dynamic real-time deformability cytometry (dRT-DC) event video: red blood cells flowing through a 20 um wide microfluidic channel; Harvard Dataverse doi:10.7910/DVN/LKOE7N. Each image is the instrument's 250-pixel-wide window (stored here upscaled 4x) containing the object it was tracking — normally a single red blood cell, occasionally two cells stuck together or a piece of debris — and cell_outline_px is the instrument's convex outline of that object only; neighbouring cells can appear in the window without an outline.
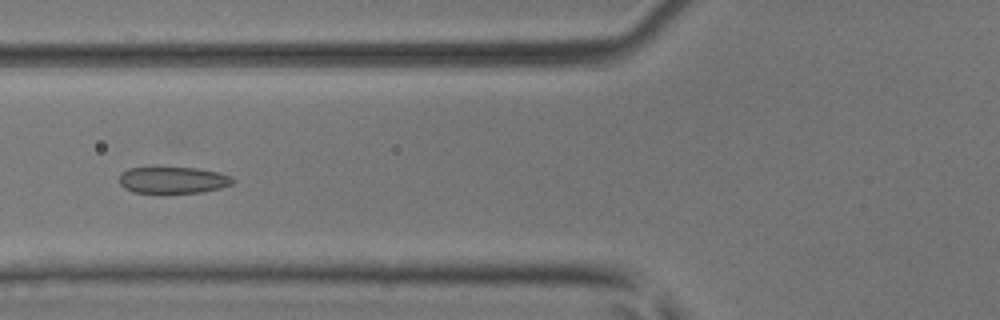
{"species": "common noctule bat (a hibernating species)", "species_latin": "Nyctalus noctula", "temperature_condition": "room temperature", "stored_images_in_passage": 49, "camera_frame_rate_fps": 3000, "um_per_image_px": 0.085, "animal": {"sex": "male", "body_mass_g": 17.9, "forearm_length_mm": 54.2}, "frame": {"image": 1, "passage_image": 19, "time_ms": 6.0, "image_size_px": [1000, 320], "cell_outline_px": [[236, 180], [232, 184], [220, 188], [204, 192], [132, 192], [124, 188], [120, 184], [120, 172], [128, 168], [152, 164], [196, 168], [216, 172], [232, 176]], "centroid_in_image_um": [14.65, 15.24], "position_along_channel_um": 111.2, "area_um2": 18.38}}
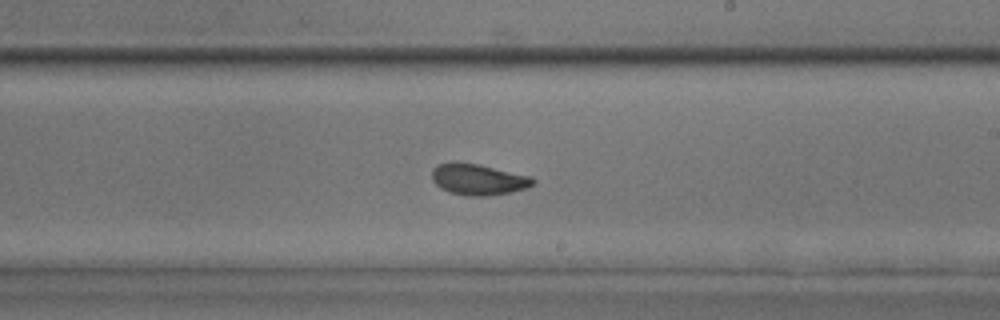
{"frame": {"image": 2, "passage_image": 29, "time_ms": 9.333, "image_size_px": [1000, 320], "cell_outline_px": [[536, 180], [532, 184], [524, 188], [512, 192], [488, 196], [468, 196], [448, 192], [440, 188], [432, 180], [432, 168], [436, 164], [452, 160], [476, 164], [532, 176]], "centroid_in_image_um": [40.59, 15.24], "position_along_channel_um": 248.4, "area_um2": 18.55}}
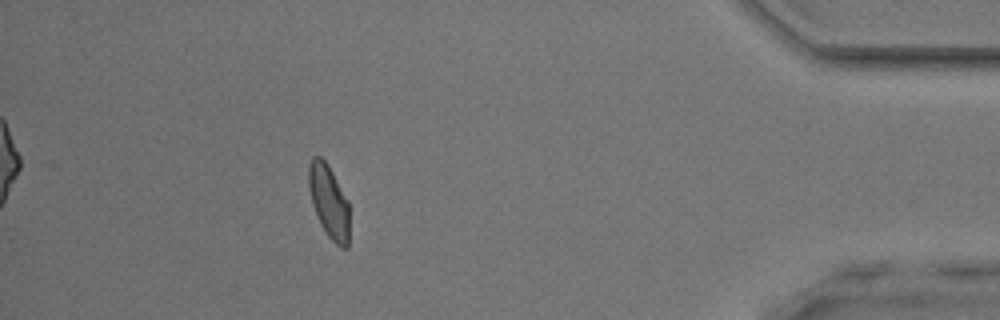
{"frame": {"image": 3, "passage_image": 44, "time_ms": 14.333, "image_size_px": [1000, 320], "cell_outline_px": [[348, 248], [340, 248], [328, 236], [312, 204], [308, 184], [308, 164], [312, 156], [320, 156], [328, 164], [348, 200]], "centroid_in_image_um": [27.95, 17.08], "position_along_channel_um": 407.3, "area_um2": 17.17}, "authors_computed_cell_mechanics": {"area_um2": 18.1492, "velocity_mm_per_s": 4.1377, "shape_relaxation_time_tau1_ms": 3.6291, "shape_relaxation_time_tau2_ms": 0.9243, "deformation_change_tau1": 0.1324, "deformation_change_tau2": 0.0572}}